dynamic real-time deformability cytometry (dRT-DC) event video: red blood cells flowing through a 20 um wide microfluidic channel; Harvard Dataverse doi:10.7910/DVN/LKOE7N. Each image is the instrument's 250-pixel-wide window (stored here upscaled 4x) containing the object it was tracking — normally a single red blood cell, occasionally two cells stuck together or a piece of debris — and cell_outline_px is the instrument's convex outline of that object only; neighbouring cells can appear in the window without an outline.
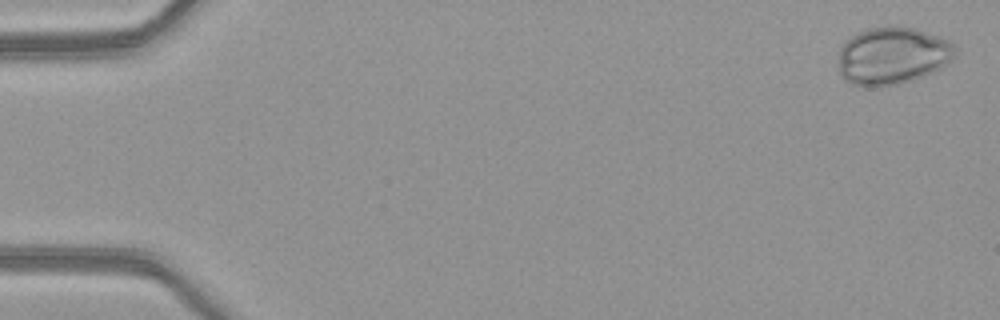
{"species": "common noctule bat (a hibernating species)", "species_latin": "Nyctalus noctula", "temperature_condition": "warm", "stored_images_in_passage": 5, "camera_frame_rate_fps": 3000, "um_per_image_px": 0.085, "animal": {"sex": "female", "body_mass_g": 21.9}, "frame": {"image": 1, "passage_image": 1, "time_ms": 0.0, "image_size_px": [1000, 320], "cell_outline_px": [[956, 56], [948, 64], [924, 76], [912, 80], [896, 84], [852, 84], [844, 80], [840, 72], [840, 48], [852, 36], [868, 28], [912, 28], [948, 40], [956, 48]], "centroid_in_image_um": [75.9, 4.74], "position_along_channel_um": 9.1, "area_um2": 37.86}}